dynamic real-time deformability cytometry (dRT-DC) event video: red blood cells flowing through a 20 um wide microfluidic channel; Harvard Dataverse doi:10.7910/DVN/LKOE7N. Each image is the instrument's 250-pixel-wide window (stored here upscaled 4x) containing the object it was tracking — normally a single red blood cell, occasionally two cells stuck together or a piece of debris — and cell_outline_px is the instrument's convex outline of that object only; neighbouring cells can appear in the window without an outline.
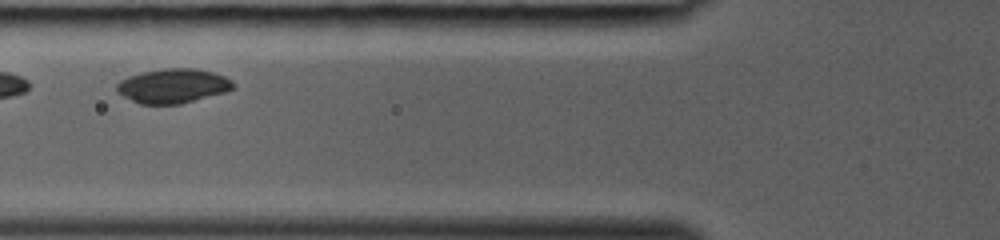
{"species": "common noctule bat (a hibernating species)", "species_latin": "Nyctalus noctula", "temperature_condition": "room temperature", "stored_images_in_passage": 16, "camera_frame_rate_fps": 3000, "um_per_image_px": 0.085, "animal": {"sex": "female", "body_mass_g": 19.0, "forearm_length_mm": 53.3}, "frame": {"image": 1, "passage_image": 5, "time_ms": 1.333, "image_size_px": [1000, 240], "cell_outline_px": [[236, 84], [232, 88], [224, 92], [180, 104], [140, 104], [116, 92], [116, 84], [120, 80], [128, 76], [144, 72], [164, 68], [196, 68], [212, 72], [224, 76], [232, 80]], "centroid_in_image_um": [14.68, 7.29], "position_along_channel_um": 111.1, "area_um2": 23.24}}